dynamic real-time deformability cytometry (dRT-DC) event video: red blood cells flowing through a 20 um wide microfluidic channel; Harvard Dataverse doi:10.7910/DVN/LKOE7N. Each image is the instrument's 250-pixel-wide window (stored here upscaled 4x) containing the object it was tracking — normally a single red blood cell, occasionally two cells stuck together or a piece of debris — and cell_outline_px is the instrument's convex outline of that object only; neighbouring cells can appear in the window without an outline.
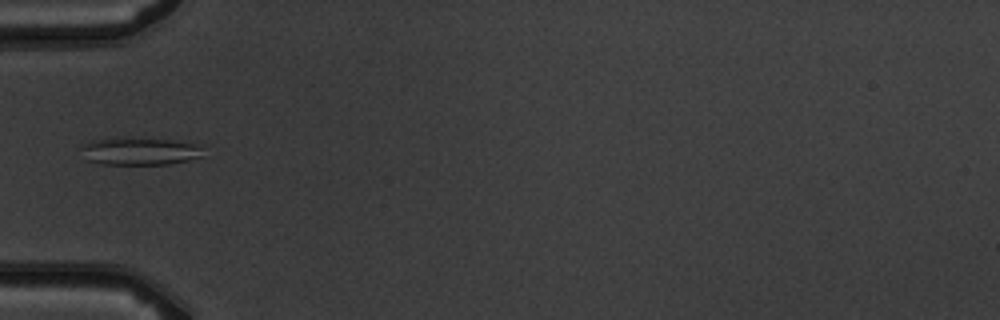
{"species": "common noctule bat (a hibernating species)", "species_latin": "Nyctalus noctula", "temperature_condition": "warm", "stored_images_in_passage": 6, "camera_frame_rate_fps": 3000, "um_per_image_px": 0.085, "animal": {"sex": "male", "body_mass_g": 19.5, "forearm_length_mm": 54.6}, "frame": {"image": 1, "passage_image": 5, "time_ms": 5.667, "image_size_px": [1000, 320], "cell_outline_px": [[208, 144], [200, 156], [188, 160], [168, 164], [100, 164], [88, 160], [80, 148], [84, 144], [92, 140], [172, 140]], "centroid_in_image_um": [12.01, 12.88], "position_along_channel_um": 73.0, "area_um2": 19.02}}
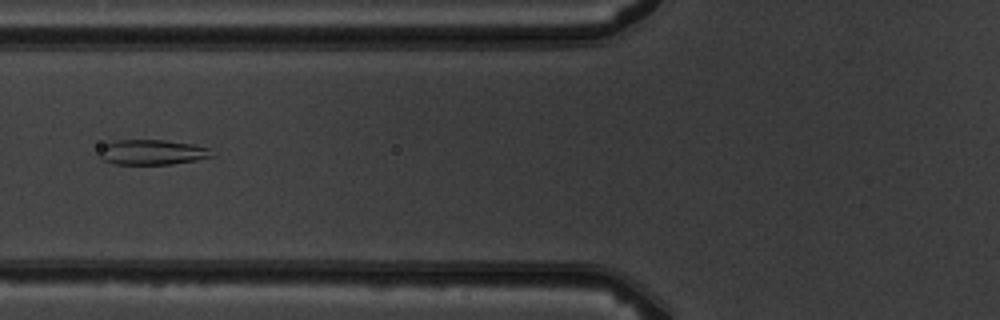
{"frame": {"image": 2, "passage_image": 6, "time_ms": 6.667, "image_size_px": [1000, 320], "cell_outline_px": [[216, 156], [196, 160], [172, 164], [116, 164], [104, 160], [96, 156], [100, 144], [116, 140], [164, 140], [192, 144], [208, 148]], "centroid_in_image_um": [12.85, 12.93], "position_along_channel_um": 112.9, "area_um2": 16.76}}